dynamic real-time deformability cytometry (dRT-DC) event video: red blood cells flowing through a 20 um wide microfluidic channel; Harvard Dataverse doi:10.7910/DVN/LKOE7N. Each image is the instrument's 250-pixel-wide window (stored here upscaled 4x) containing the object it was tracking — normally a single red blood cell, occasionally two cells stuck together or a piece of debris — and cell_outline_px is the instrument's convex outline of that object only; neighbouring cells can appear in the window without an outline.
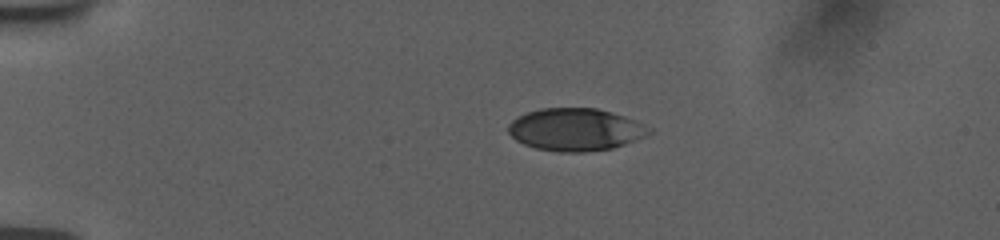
{"species": "human", "species_latin": "Homo sapiens", "temperature_condition": "room temperature", "stored_images_in_passage": 44, "camera_frame_rate_fps": 3000, "um_per_image_px": 0.085, "donor": {"sex": "female"}, "frame": {"image": 1, "passage_image": 1, "time_ms": 0.0, "image_size_px": [1000, 240], "cell_outline_px": [[656, 132], [624, 144], [612, 148], [584, 152], [560, 152], [536, 148], [524, 144], [516, 140], [508, 132], [508, 124], [512, 120], [528, 112], [540, 108], [596, 108], [612, 112], [624, 116], [652, 128]], "centroid_in_image_um": [48.93, 11.01], "position_along_channel_um": 36.1, "area_um2": 34.8}}
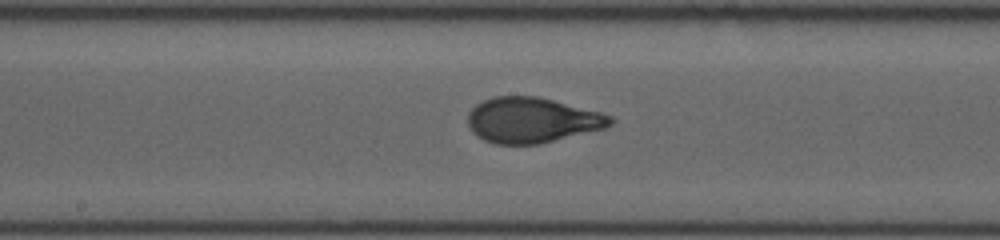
{"frame": {"image": 2, "passage_image": 19, "time_ms": 6.0, "image_size_px": [1000, 240], "cell_outline_px": [[616, 120], [612, 124], [604, 128], [540, 144], [496, 144], [484, 140], [476, 136], [472, 132], [468, 124], [468, 112], [476, 104], [492, 96], [536, 96], [600, 112], [612, 116]], "centroid_in_image_um": [45.2, 10.21], "position_along_channel_um": 203.0, "area_um2": 37.63}}
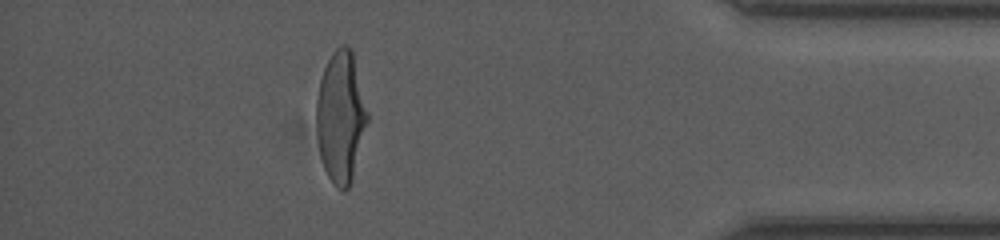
{"frame": {"image": 3, "passage_image": 38, "time_ms": 12.333, "image_size_px": [1000, 240], "cell_outline_px": [[368, 120], [352, 180], [348, 188], [344, 192], [336, 188], [332, 184], [324, 168], [320, 156], [316, 132], [316, 100], [320, 80], [324, 68], [332, 52], [340, 44], [348, 44], [352, 48], [368, 112]], "centroid_in_image_um": [28.96, 9.93], "position_along_channel_um": 406.2, "area_um2": 39.42}, "authors_computed_cell_mechanics": {"area_um2": 37.6856, "velocity_mm_per_s": 3.7732, "shape_relaxation_time_tau1_ms": 3.9476, "shape_relaxation_time_tau2_ms": null, "deformation_change_tau1": 0.1833, "deformation_change_tau2": null}}